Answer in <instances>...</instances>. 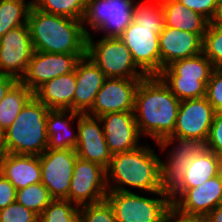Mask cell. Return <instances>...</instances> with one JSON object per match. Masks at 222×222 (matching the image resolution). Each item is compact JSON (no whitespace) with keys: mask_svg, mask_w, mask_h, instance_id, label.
<instances>
[{"mask_svg":"<svg viewBox=\"0 0 222 222\" xmlns=\"http://www.w3.org/2000/svg\"><path fill=\"white\" fill-rule=\"evenodd\" d=\"M180 100L159 76H147L135 94L134 115L140 135L156 144L173 134Z\"/></svg>","mask_w":222,"mask_h":222,"instance_id":"cell-1","label":"cell"},{"mask_svg":"<svg viewBox=\"0 0 222 222\" xmlns=\"http://www.w3.org/2000/svg\"><path fill=\"white\" fill-rule=\"evenodd\" d=\"M160 163L161 159L154 150L143 144L130 151L112 154L105 169L107 190L131 192L125 188L127 185L151 194L164 191Z\"/></svg>","mask_w":222,"mask_h":222,"instance_id":"cell-2","label":"cell"},{"mask_svg":"<svg viewBox=\"0 0 222 222\" xmlns=\"http://www.w3.org/2000/svg\"><path fill=\"white\" fill-rule=\"evenodd\" d=\"M27 24L34 51L86 54L82 21L30 8Z\"/></svg>","mask_w":222,"mask_h":222,"instance_id":"cell-3","label":"cell"},{"mask_svg":"<svg viewBox=\"0 0 222 222\" xmlns=\"http://www.w3.org/2000/svg\"><path fill=\"white\" fill-rule=\"evenodd\" d=\"M49 108L33 96L12 125L3 132L2 153L41 155L48 144L46 123Z\"/></svg>","mask_w":222,"mask_h":222,"instance_id":"cell-4","label":"cell"},{"mask_svg":"<svg viewBox=\"0 0 222 222\" xmlns=\"http://www.w3.org/2000/svg\"><path fill=\"white\" fill-rule=\"evenodd\" d=\"M214 69L212 62L201 52L172 62L158 76L182 101L205 97L206 85Z\"/></svg>","mask_w":222,"mask_h":222,"instance_id":"cell-5","label":"cell"},{"mask_svg":"<svg viewBox=\"0 0 222 222\" xmlns=\"http://www.w3.org/2000/svg\"><path fill=\"white\" fill-rule=\"evenodd\" d=\"M93 35L86 39V56L107 78L144 79L147 75L136 65L132 54L118 37H102L98 42Z\"/></svg>","mask_w":222,"mask_h":222,"instance_id":"cell-6","label":"cell"},{"mask_svg":"<svg viewBox=\"0 0 222 222\" xmlns=\"http://www.w3.org/2000/svg\"><path fill=\"white\" fill-rule=\"evenodd\" d=\"M156 196L149 198L135 192L108 191L105 199L117 222H163L172 201L167 191H157Z\"/></svg>","mask_w":222,"mask_h":222,"instance_id":"cell-7","label":"cell"},{"mask_svg":"<svg viewBox=\"0 0 222 222\" xmlns=\"http://www.w3.org/2000/svg\"><path fill=\"white\" fill-rule=\"evenodd\" d=\"M135 0H88L82 18V27L86 36L91 32L84 27L89 25L96 32L102 31V37H120L132 23Z\"/></svg>","mask_w":222,"mask_h":222,"instance_id":"cell-8","label":"cell"},{"mask_svg":"<svg viewBox=\"0 0 222 222\" xmlns=\"http://www.w3.org/2000/svg\"><path fill=\"white\" fill-rule=\"evenodd\" d=\"M164 27L139 26L133 21L119 37L132 54L136 65L147 76L160 74L159 34Z\"/></svg>","mask_w":222,"mask_h":222,"instance_id":"cell-9","label":"cell"},{"mask_svg":"<svg viewBox=\"0 0 222 222\" xmlns=\"http://www.w3.org/2000/svg\"><path fill=\"white\" fill-rule=\"evenodd\" d=\"M77 159L76 151L46 149L39 155L41 183L53 199L68 200V191Z\"/></svg>","mask_w":222,"mask_h":222,"instance_id":"cell-10","label":"cell"},{"mask_svg":"<svg viewBox=\"0 0 222 222\" xmlns=\"http://www.w3.org/2000/svg\"><path fill=\"white\" fill-rule=\"evenodd\" d=\"M106 170L77 157L68 191V200L77 206L97 203L107 195Z\"/></svg>","mask_w":222,"mask_h":222,"instance_id":"cell-11","label":"cell"},{"mask_svg":"<svg viewBox=\"0 0 222 222\" xmlns=\"http://www.w3.org/2000/svg\"><path fill=\"white\" fill-rule=\"evenodd\" d=\"M34 52L29 26L10 29L0 38V73L20 81Z\"/></svg>","mask_w":222,"mask_h":222,"instance_id":"cell-12","label":"cell"},{"mask_svg":"<svg viewBox=\"0 0 222 222\" xmlns=\"http://www.w3.org/2000/svg\"><path fill=\"white\" fill-rule=\"evenodd\" d=\"M85 55L34 51L26 74L20 81L34 93L47 81L75 71L78 61Z\"/></svg>","mask_w":222,"mask_h":222,"instance_id":"cell-13","label":"cell"},{"mask_svg":"<svg viewBox=\"0 0 222 222\" xmlns=\"http://www.w3.org/2000/svg\"><path fill=\"white\" fill-rule=\"evenodd\" d=\"M141 80L106 78L86 114L101 117L108 113L134 112L135 94Z\"/></svg>","mask_w":222,"mask_h":222,"instance_id":"cell-14","label":"cell"},{"mask_svg":"<svg viewBox=\"0 0 222 222\" xmlns=\"http://www.w3.org/2000/svg\"><path fill=\"white\" fill-rule=\"evenodd\" d=\"M169 196L181 212L205 217L222 204V179L217 175L198 187L173 188Z\"/></svg>","mask_w":222,"mask_h":222,"instance_id":"cell-15","label":"cell"},{"mask_svg":"<svg viewBox=\"0 0 222 222\" xmlns=\"http://www.w3.org/2000/svg\"><path fill=\"white\" fill-rule=\"evenodd\" d=\"M101 125L99 117L79 113L75 151L78 158L97 163L106 169L109 166L112 153L108 149Z\"/></svg>","mask_w":222,"mask_h":222,"instance_id":"cell-16","label":"cell"},{"mask_svg":"<svg viewBox=\"0 0 222 222\" xmlns=\"http://www.w3.org/2000/svg\"><path fill=\"white\" fill-rule=\"evenodd\" d=\"M215 112L206 97L182 100L171 136L207 139Z\"/></svg>","mask_w":222,"mask_h":222,"instance_id":"cell-17","label":"cell"},{"mask_svg":"<svg viewBox=\"0 0 222 222\" xmlns=\"http://www.w3.org/2000/svg\"><path fill=\"white\" fill-rule=\"evenodd\" d=\"M105 140L112 154L130 151L140 146L141 135L134 112L108 113L99 117Z\"/></svg>","mask_w":222,"mask_h":222,"instance_id":"cell-18","label":"cell"},{"mask_svg":"<svg viewBox=\"0 0 222 222\" xmlns=\"http://www.w3.org/2000/svg\"><path fill=\"white\" fill-rule=\"evenodd\" d=\"M160 73L172 62L196 56L202 52V39L195 33L164 27L159 34Z\"/></svg>","mask_w":222,"mask_h":222,"instance_id":"cell-19","label":"cell"},{"mask_svg":"<svg viewBox=\"0 0 222 222\" xmlns=\"http://www.w3.org/2000/svg\"><path fill=\"white\" fill-rule=\"evenodd\" d=\"M75 74L74 112L86 114L92 108L95 97L107 77L86 55L78 61Z\"/></svg>","mask_w":222,"mask_h":222,"instance_id":"cell-20","label":"cell"},{"mask_svg":"<svg viewBox=\"0 0 222 222\" xmlns=\"http://www.w3.org/2000/svg\"><path fill=\"white\" fill-rule=\"evenodd\" d=\"M0 173L13 184L16 190L40 183L39 156L0 152Z\"/></svg>","mask_w":222,"mask_h":222,"instance_id":"cell-21","label":"cell"},{"mask_svg":"<svg viewBox=\"0 0 222 222\" xmlns=\"http://www.w3.org/2000/svg\"><path fill=\"white\" fill-rule=\"evenodd\" d=\"M75 90L76 74L73 71L47 81L34 92V96L50 110L74 111Z\"/></svg>","mask_w":222,"mask_h":222,"instance_id":"cell-22","label":"cell"},{"mask_svg":"<svg viewBox=\"0 0 222 222\" xmlns=\"http://www.w3.org/2000/svg\"><path fill=\"white\" fill-rule=\"evenodd\" d=\"M78 112L71 110H49L47 113V149H76L77 133H72L70 122L78 119Z\"/></svg>","mask_w":222,"mask_h":222,"instance_id":"cell-23","label":"cell"},{"mask_svg":"<svg viewBox=\"0 0 222 222\" xmlns=\"http://www.w3.org/2000/svg\"><path fill=\"white\" fill-rule=\"evenodd\" d=\"M165 26L197 34L201 39L206 33L209 21L201 14L186 8L177 0H161Z\"/></svg>","mask_w":222,"mask_h":222,"instance_id":"cell-24","label":"cell"},{"mask_svg":"<svg viewBox=\"0 0 222 222\" xmlns=\"http://www.w3.org/2000/svg\"><path fill=\"white\" fill-rule=\"evenodd\" d=\"M222 157L207 150L191 159L182 180L174 188H194L219 175Z\"/></svg>","mask_w":222,"mask_h":222,"instance_id":"cell-25","label":"cell"},{"mask_svg":"<svg viewBox=\"0 0 222 222\" xmlns=\"http://www.w3.org/2000/svg\"><path fill=\"white\" fill-rule=\"evenodd\" d=\"M34 93L21 81H17L0 102V129H8Z\"/></svg>","mask_w":222,"mask_h":222,"instance_id":"cell-26","label":"cell"},{"mask_svg":"<svg viewBox=\"0 0 222 222\" xmlns=\"http://www.w3.org/2000/svg\"><path fill=\"white\" fill-rule=\"evenodd\" d=\"M31 2L0 0V38L10 29L27 25Z\"/></svg>","mask_w":222,"mask_h":222,"instance_id":"cell-27","label":"cell"},{"mask_svg":"<svg viewBox=\"0 0 222 222\" xmlns=\"http://www.w3.org/2000/svg\"><path fill=\"white\" fill-rule=\"evenodd\" d=\"M88 0H32L31 7L40 11L81 20Z\"/></svg>","mask_w":222,"mask_h":222,"instance_id":"cell-28","label":"cell"},{"mask_svg":"<svg viewBox=\"0 0 222 222\" xmlns=\"http://www.w3.org/2000/svg\"><path fill=\"white\" fill-rule=\"evenodd\" d=\"M39 222H82V218L75 203L54 199L39 215Z\"/></svg>","mask_w":222,"mask_h":222,"instance_id":"cell-29","label":"cell"},{"mask_svg":"<svg viewBox=\"0 0 222 222\" xmlns=\"http://www.w3.org/2000/svg\"><path fill=\"white\" fill-rule=\"evenodd\" d=\"M53 200L48 189L41 182L16 190V201L38 215Z\"/></svg>","mask_w":222,"mask_h":222,"instance_id":"cell-30","label":"cell"},{"mask_svg":"<svg viewBox=\"0 0 222 222\" xmlns=\"http://www.w3.org/2000/svg\"><path fill=\"white\" fill-rule=\"evenodd\" d=\"M154 1V2H153ZM139 26L165 27V16L160 0L137 1L134 3L133 20Z\"/></svg>","mask_w":222,"mask_h":222,"instance_id":"cell-31","label":"cell"},{"mask_svg":"<svg viewBox=\"0 0 222 222\" xmlns=\"http://www.w3.org/2000/svg\"><path fill=\"white\" fill-rule=\"evenodd\" d=\"M191 159V156H168L165 163L161 161V182L164 191L170 192L182 180Z\"/></svg>","mask_w":222,"mask_h":222,"instance_id":"cell-32","label":"cell"},{"mask_svg":"<svg viewBox=\"0 0 222 222\" xmlns=\"http://www.w3.org/2000/svg\"><path fill=\"white\" fill-rule=\"evenodd\" d=\"M175 140L178 143L175 144L176 147H172L168 156H191L193 159L208 150L207 139H192L178 136H170L157 143V145L161 150H166L168 146H172L171 144L175 143Z\"/></svg>","mask_w":222,"mask_h":222,"instance_id":"cell-33","label":"cell"},{"mask_svg":"<svg viewBox=\"0 0 222 222\" xmlns=\"http://www.w3.org/2000/svg\"><path fill=\"white\" fill-rule=\"evenodd\" d=\"M202 53L215 69H222V27L209 22L202 38Z\"/></svg>","mask_w":222,"mask_h":222,"instance_id":"cell-34","label":"cell"},{"mask_svg":"<svg viewBox=\"0 0 222 222\" xmlns=\"http://www.w3.org/2000/svg\"><path fill=\"white\" fill-rule=\"evenodd\" d=\"M82 222H117L113 209L108 201L79 206Z\"/></svg>","mask_w":222,"mask_h":222,"instance_id":"cell-35","label":"cell"},{"mask_svg":"<svg viewBox=\"0 0 222 222\" xmlns=\"http://www.w3.org/2000/svg\"><path fill=\"white\" fill-rule=\"evenodd\" d=\"M0 222H39V215L14 201L0 210Z\"/></svg>","mask_w":222,"mask_h":222,"instance_id":"cell-36","label":"cell"},{"mask_svg":"<svg viewBox=\"0 0 222 222\" xmlns=\"http://www.w3.org/2000/svg\"><path fill=\"white\" fill-rule=\"evenodd\" d=\"M208 102L216 112H222V69H214L206 85Z\"/></svg>","mask_w":222,"mask_h":222,"instance_id":"cell-37","label":"cell"},{"mask_svg":"<svg viewBox=\"0 0 222 222\" xmlns=\"http://www.w3.org/2000/svg\"><path fill=\"white\" fill-rule=\"evenodd\" d=\"M186 8L191 9L202 16L209 22H212L216 16L219 0H177Z\"/></svg>","mask_w":222,"mask_h":222,"instance_id":"cell-38","label":"cell"},{"mask_svg":"<svg viewBox=\"0 0 222 222\" xmlns=\"http://www.w3.org/2000/svg\"><path fill=\"white\" fill-rule=\"evenodd\" d=\"M207 147L209 151L222 157V112H215L207 138Z\"/></svg>","mask_w":222,"mask_h":222,"instance_id":"cell-39","label":"cell"},{"mask_svg":"<svg viewBox=\"0 0 222 222\" xmlns=\"http://www.w3.org/2000/svg\"><path fill=\"white\" fill-rule=\"evenodd\" d=\"M163 222H207L204 216L191 215L181 212L173 204L169 207Z\"/></svg>","mask_w":222,"mask_h":222,"instance_id":"cell-40","label":"cell"},{"mask_svg":"<svg viewBox=\"0 0 222 222\" xmlns=\"http://www.w3.org/2000/svg\"><path fill=\"white\" fill-rule=\"evenodd\" d=\"M16 201V188L0 173V210Z\"/></svg>","mask_w":222,"mask_h":222,"instance_id":"cell-41","label":"cell"},{"mask_svg":"<svg viewBox=\"0 0 222 222\" xmlns=\"http://www.w3.org/2000/svg\"><path fill=\"white\" fill-rule=\"evenodd\" d=\"M16 82L14 77L0 73V102Z\"/></svg>","mask_w":222,"mask_h":222,"instance_id":"cell-42","label":"cell"},{"mask_svg":"<svg viewBox=\"0 0 222 222\" xmlns=\"http://www.w3.org/2000/svg\"><path fill=\"white\" fill-rule=\"evenodd\" d=\"M205 218L207 222H222V204L210 211Z\"/></svg>","mask_w":222,"mask_h":222,"instance_id":"cell-43","label":"cell"},{"mask_svg":"<svg viewBox=\"0 0 222 222\" xmlns=\"http://www.w3.org/2000/svg\"><path fill=\"white\" fill-rule=\"evenodd\" d=\"M213 24L222 27V0H219V5L215 18L212 21Z\"/></svg>","mask_w":222,"mask_h":222,"instance_id":"cell-44","label":"cell"},{"mask_svg":"<svg viewBox=\"0 0 222 222\" xmlns=\"http://www.w3.org/2000/svg\"><path fill=\"white\" fill-rule=\"evenodd\" d=\"M2 141H3V132L0 129V148H1V145H2Z\"/></svg>","mask_w":222,"mask_h":222,"instance_id":"cell-45","label":"cell"},{"mask_svg":"<svg viewBox=\"0 0 222 222\" xmlns=\"http://www.w3.org/2000/svg\"><path fill=\"white\" fill-rule=\"evenodd\" d=\"M219 175H220V177H221V179H222V160H221V164H220V171H219Z\"/></svg>","mask_w":222,"mask_h":222,"instance_id":"cell-46","label":"cell"}]
</instances>
